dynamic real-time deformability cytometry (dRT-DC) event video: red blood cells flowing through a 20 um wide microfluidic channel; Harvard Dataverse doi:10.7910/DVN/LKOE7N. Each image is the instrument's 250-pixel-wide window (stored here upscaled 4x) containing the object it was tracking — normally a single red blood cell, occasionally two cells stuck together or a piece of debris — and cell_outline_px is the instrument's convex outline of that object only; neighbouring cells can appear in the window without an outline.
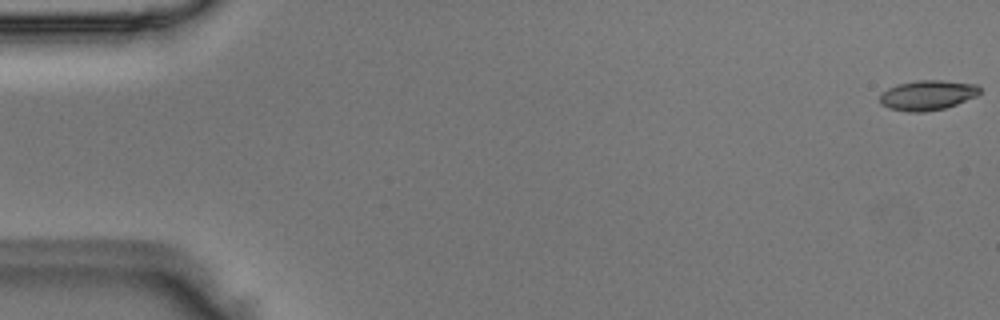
{"species": "Egyptian fruit bat (a non-hibernating species)", "species_latin": "Rousettus aegyptiacus", "temperature_condition": "room temperature", "stored_images_in_passage": 52, "camera_frame_rate_fps": 3000, "um_per_image_px": 0.085, "animal": {"sex": "male"}, "frame": {"image": 1, "passage_image": 1, "time_ms": 0.0, "image_size_px": [1000, 320], "cell_outline_px": [[980, 92], [976, 96], [956, 104], [944, 108], [924, 112], [908, 112], [888, 108], [880, 104], [880, 92], [896, 84], [916, 80], [944, 80], [976, 84], [980, 88]], "centroid_in_image_um": [78.8, 8.08], "position_along_channel_um": 6.2, "area_um2": 17.57}}
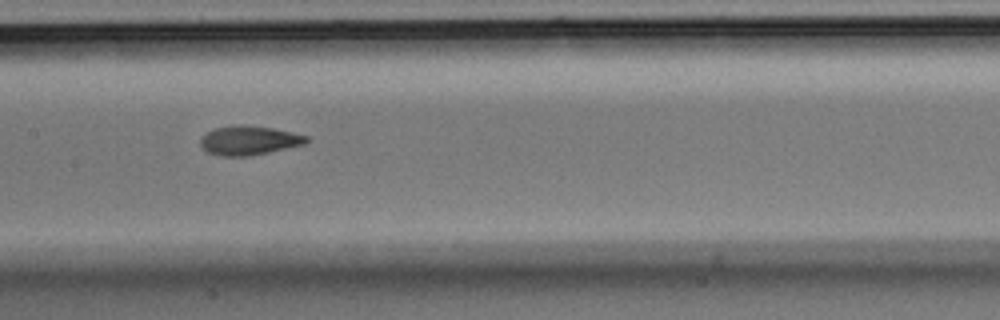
{"frame": {"image": 2, "passage_image": 26, "time_ms": 8.333, "image_size_px": [1000, 320], "cell_outline_px": [[308, 140], [304, 144], [252, 156], [220, 156], [208, 152], [200, 148], [200, 136], [216, 128], [240, 124], [272, 128], [292, 132], [308, 136]], "centroid_in_image_um": [21.13, 11.94], "position_along_channel_um": 186.3, "area_um2": 18.03}}
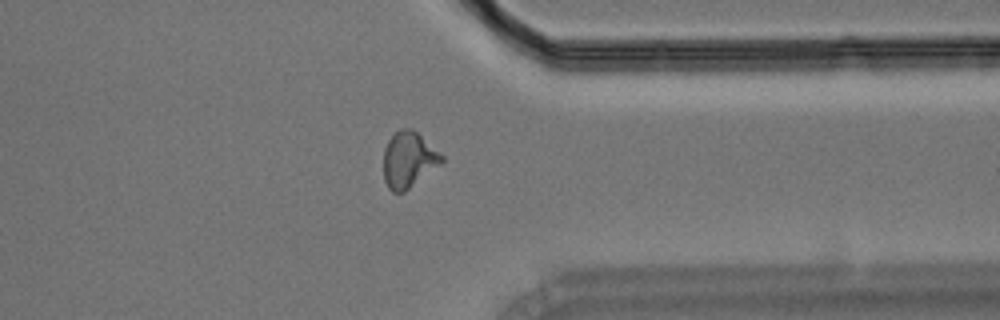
{"frame": {"image": 3, "passage_image": 41, "time_ms": 13.333, "image_size_px": [1000, 320], "cell_outline_px": [[444, 160], [440, 164], [404, 192], [392, 192], [388, 188], [384, 180], [384, 148], [388, 140], [400, 128], [412, 128], [444, 156]], "centroid_in_image_um": [34.71, 13.57], "position_along_channel_um": 376.7, "area_um2": 18.73}}